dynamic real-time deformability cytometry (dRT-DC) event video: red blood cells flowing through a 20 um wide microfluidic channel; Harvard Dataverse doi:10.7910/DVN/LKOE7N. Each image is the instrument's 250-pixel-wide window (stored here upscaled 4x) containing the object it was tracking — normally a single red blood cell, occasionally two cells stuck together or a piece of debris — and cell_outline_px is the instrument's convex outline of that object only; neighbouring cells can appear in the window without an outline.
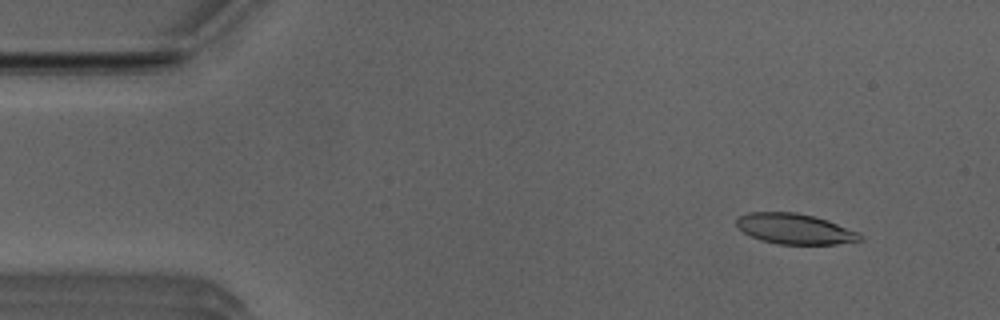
{"species": "Egyptian fruit bat (a non-hibernating species)", "species_latin": "Rousettus aegyptiacus", "temperature_condition": "room temperature", "stored_images_in_passage": 52, "camera_frame_rate_fps": 3000, "um_per_image_px": 0.085, "animal": {"sex": "male"}, "frame": {"image": 1, "passage_image": 5, "time_ms": 1.333, "image_size_px": [1000, 320], "cell_outline_px": [[864, 240], [836, 244], [776, 244], [760, 240], [744, 232], [736, 224], [736, 220], [740, 216], [748, 212], [796, 212], [828, 220], [860, 232], [864, 236]], "centroid_in_image_um": [67.61, 19.46], "position_along_channel_um": 17.4, "area_um2": 22.02}}
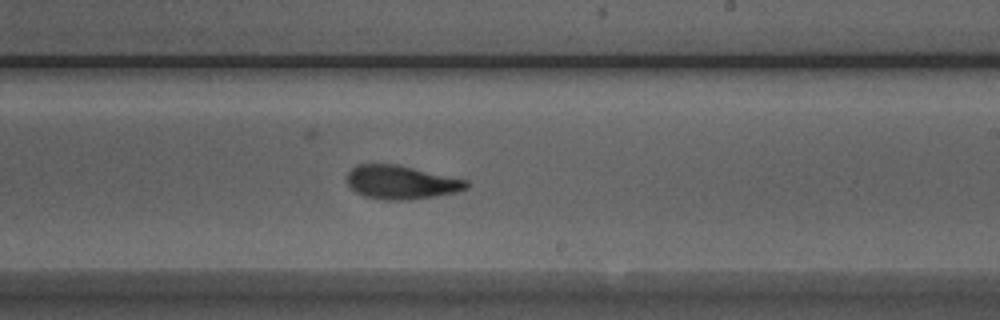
{"frame": {"image": 2, "passage_image": 30, "time_ms": 9.667, "image_size_px": [1000, 320], "cell_outline_px": [[468, 188], [456, 192], [408, 200], [380, 200], [364, 196], [356, 192], [348, 184], [348, 172], [352, 168], [360, 164], [396, 164], [468, 180]], "centroid_in_image_um": [34.09, 15.5], "position_along_channel_um": 254.9, "area_um2": 23.24}}
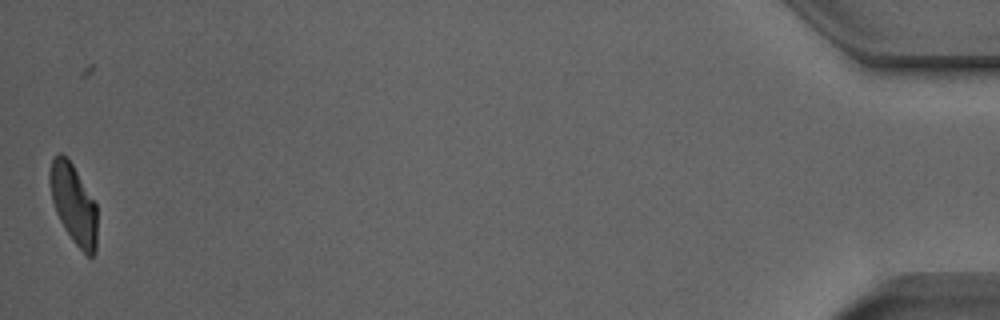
{"frame": {"image": 3, "passage_image": 51, "time_ms": 16.667, "image_size_px": [1000, 320], "cell_outline_px": [[96, 252], [92, 256], [88, 256], [72, 240], [64, 228], [56, 212], [52, 200], [48, 180], [48, 176], [52, 160], [60, 152], [72, 164], [96, 204]], "centroid_in_image_um": [6.23, 17.35], "position_along_channel_um": 429.0, "area_um2": 21.62}, "authors_computed_cell_mechanics": {"area_um2": 23.3512, "velocity_mm_per_s": 3.9477, "shape_relaxation_time_tau1_ms": 4.995, "shape_relaxation_time_tau2_ms": 1.8804, "deformation_change_tau1": 0.1862, "deformation_change_tau2": 0.0897}}